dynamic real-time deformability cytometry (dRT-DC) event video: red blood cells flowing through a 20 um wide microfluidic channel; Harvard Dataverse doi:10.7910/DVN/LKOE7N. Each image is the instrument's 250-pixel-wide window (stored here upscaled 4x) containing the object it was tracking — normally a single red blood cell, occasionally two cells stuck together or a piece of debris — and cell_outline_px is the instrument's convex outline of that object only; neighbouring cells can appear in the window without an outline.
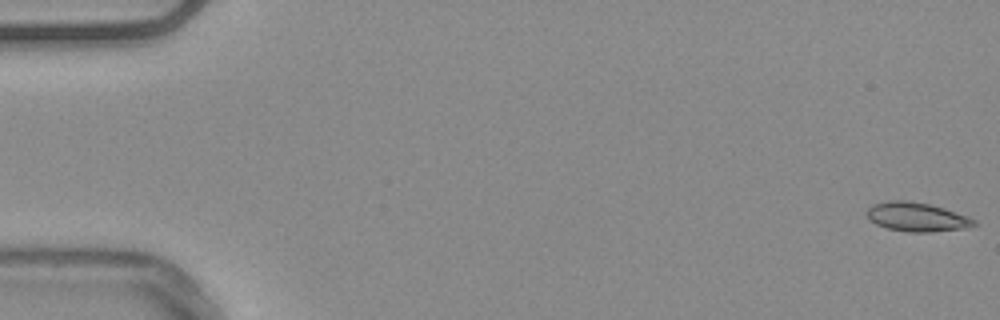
{"species": "common noctule bat (a hibernating species)", "species_latin": "Nyctalus noctula", "temperature_condition": "warm", "stored_images_in_passage": 54, "camera_frame_rate_fps": 3000, "um_per_image_px": 0.085, "animal": {"sex": "male", "body_mass_g": 20.4}, "frame": {"image": 1, "passage_image": 1, "time_ms": 0.0, "image_size_px": [1000, 320], "cell_outline_px": [[976, 224], [964, 228], [932, 232], [908, 232], [888, 228], [876, 224], [868, 220], [868, 208], [872, 204], [888, 200], [908, 200], [928, 204], [944, 208], [968, 216], [976, 220]], "centroid_in_image_um": [77.91, 18.43], "position_along_channel_um": 7.1, "area_um2": 18.09}}
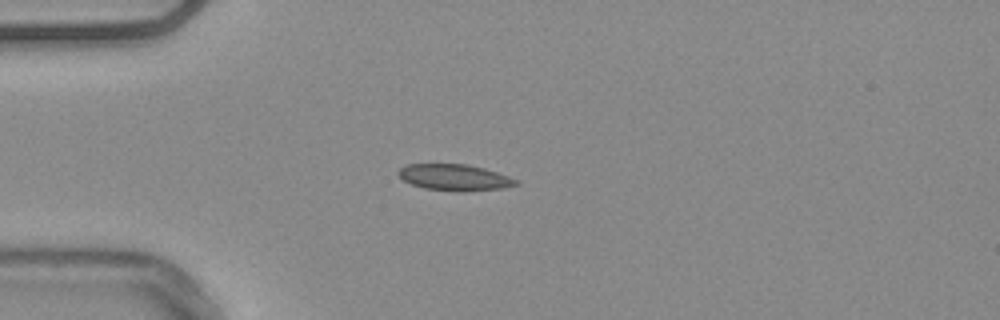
{"frame": {"image": 2, "passage_image": 15, "time_ms": 4.667, "image_size_px": [1000, 320], "cell_outline_px": [[520, 184], [504, 188], [464, 192], [424, 188], [412, 184], [404, 180], [396, 172], [400, 168], [408, 164], [468, 164], [484, 168], [520, 180]], "centroid_in_image_um": [38.68, 15.08], "position_along_channel_um": 46.3, "area_um2": 18.09}}
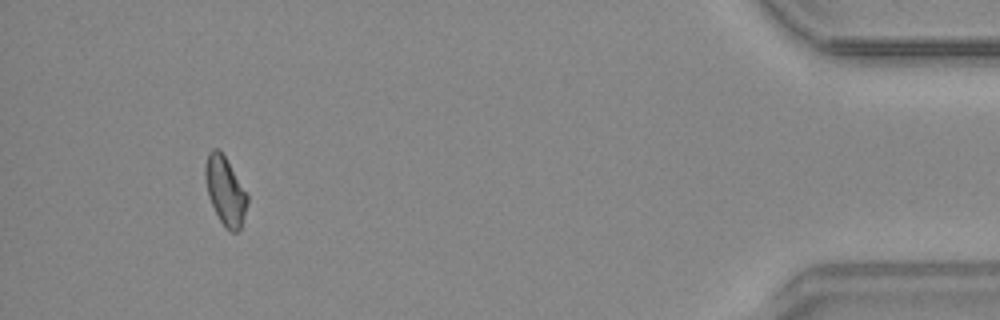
{"frame": {"image": 3, "passage_image": 51, "time_ms": 16.667, "image_size_px": [1000, 320], "cell_outline_px": [[248, 204], [240, 228], [236, 232], [228, 232], [224, 228], [208, 196], [204, 176], [204, 168], [208, 152], [212, 148], [216, 148], [224, 156], [248, 196]], "centroid_in_image_um": [19.12, 16.25], "position_along_channel_um": 416.1, "area_um2": 16.53}, "authors_computed_cell_mechanics": {"area_um2": 17.4556, "velocity_mm_per_s": 3.778, "shape_relaxation_time_tau1_ms": null, "shape_relaxation_time_tau2_ms": 3.3329, "deformation_change_tau1": null, "deformation_change_tau2": 0.0688}}